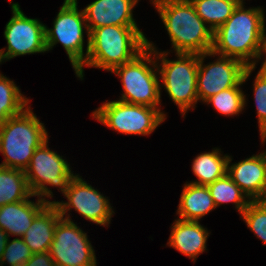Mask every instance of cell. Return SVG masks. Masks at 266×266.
<instances>
[{"label":"cell","mask_w":266,"mask_h":266,"mask_svg":"<svg viewBox=\"0 0 266 266\" xmlns=\"http://www.w3.org/2000/svg\"><path fill=\"white\" fill-rule=\"evenodd\" d=\"M254 101L262 144L266 142V65L262 64L253 84Z\"/></svg>","instance_id":"4316f807"},{"label":"cell","mask_w":266,"mask_h":266,"mask_svg":"<svg viewBox=\"0 0 266 266\" xmlns=\"http://www.w3.org/2000/svg\"><path fill=\"white\" fill-rule=\"evenodd\" d=\"M215 57L211 51L198 55L197 93L204 103L222 90L243 85L256 66H246L240 60L218 55L214 62L205 65V58Z\"/></svg>","instance_id":"30bf717a"},{"label":"cell","mask_w":266,"mask_h":266,"mask_svg":"<svg viewBox=\"0 0 266 266\" xmlns=\"http://www.w3.org/2000/svg\"><path fill=\"white\" fill-rule=\"evenodd\" d=\"M215 208L207 186L186 182L176 214L180 220L199 221Z\"/></svg>","instance_id":"d6986e66"},{"label":"cell","mask_w":266,"mask_h":266,"mask_svg":"<svg viewBox=\"0 0 266 266\" xmlns=\"http://www.w3.org/2000/svg\"><path fill=\"white\" fill-rule=\"evenodd\" d=\"M243 1L214 31L211 52L240 60L246 66H256L265 51L264 10L261 7L245 9Z\"/></svg>","instance_id":"6da1fadb"},{"label":"cell","mask_w":266,"mask_h":266,"mask_svg":"<svg viewBox=\"0 0 266 266\" xmlns=\"http://www.w3.org/2000/svg\"><path fill=\"white\" fill-rule=\"evenodd\" d=\"M15 82L0 76V125L8 118L18 115L30 104Z\"/></svg>","instance_id":"cb8c5ba5"},{"label":"cell","mask_w":266,"mask_h":266,"mask_svg":"<svg viewBox=\"0 0 266 266\" xmlns=\"http://www.w3.org/2000/svg\"><path fill=\"white\" fill-rule=\"evenodd\" d=\"M48 141H44L35 151L31 158L25 176L32 195L42 201L52 204L47 200L53 197L49 186L57 187L64 194L70 181L76 176L69 167L67 160L57 152L50 150ZM47 197V199L45 198Z\"/></svg>","instance_id":"9c48e42d"},{"label":"cell","mask_w":266,"mask_h":266,"mask_svg":"<svg viewBox=\"0 0 266 266\" xmlns=\"http://www.w3.org/2000/svg\"><path fill=\"white\" fill-rule=\"evenodd\" d=\"M214 148L212 152L200 153L193 159L192 171L198 178L190 183L208 186L227 174L229 155H221V150Z\"/></svg>","instance_id":"ffe728a7"},{"label":"cell","mask_w":266,"mask_h":266,"mask_svg":"<svg viewBox=\"0 0 266 266\" xmlns=\"http://www.w3.org/2000/svg\"><path fill=\"white\" fill-rule=\"evenodd\" d=\"M10 3L13 16L4 30V37L7 41V50L2 49L4 60L7 61L26 54L46 52V25L36 18H28L18 3L11 1Z\"/></svg>","instance_id":"4fadbf2b"},{"label":"cell","mask_w":266,"mask_h":266,"mask_svg":"<svg viewBox=\"0 0 266 266\" xmlns=\"http://www.w3.org/2000/svg\"><path fill=\"white\" fill-rule=\"evenodd\" d=\"M47 139L44 123L26 107L0 125V153L4 156L0 166L25 171L34 151Z\"/></svg>","instance_id":"277c9868"},{"label":"cell","mask_w":266,"mask_h":266,"mask_svg":"<svg viewBox=\"0 0 266 266\" xmlns=\"http://www.w3.org/2000/svg\"><path fill=\"white\" fill-rule=\"evenodd\" d=\"M152 1V4L154 5V6H156L157 4H159V3H162V2H165V1H172V0H151Z\"/></svg>","instance_id":"4dcf8cb0"},{"label":"cell","mask_w":266,"mask_h":266,"mask_svg":"<svg viewBox=\"0 0 266 266\" xmlns=\"http://www.w3.org/2000/svg\"><path fill=\"white\" fill-rule=\"evenodd\" d=\"M77 0H64L53 28L45 26V42L47 51L52 50L57 43L62 44L76 72L86 61L90 47V32L83 10H78ZM84 28V29H83ZM87 33V47L84 53V32ZM85 54V55H84Z\"/></svg>","instance_id":"52a82bcc"},{"label":"cell","mask_w":266,"mask_h":266,"mask_svg":"<svg viewBox=\"0 0 266 266\" xmlns=\"http://www.w3.org/2000/svg\"><path fill=\"white\" fill-rule=\"evenodd\" d=\"M8 240H9L8 234L0 228V263H1L2 254L4 253Z\"/></svg>","instance_id":"f546056e"},{"label":"cell","mask_w":266,"mask_h":266,"mask_svg":"<svg viewBox=\"0 0 266 266\" xmlns=\"http://www.w3.org/2000/svg\"><path fill=\"white\" fill-rule=\"evenodd\" d=\"M92 117L118 133L142 136L151 134L167 118L158 108L120 100H106L92 112Z\"/></svg>","instance_id":"ba28073f"},{"label":"cell","mask_w":266,"mask_h":266,"mask_svg":"<svg viewBox=\"0 0 266 266\" xmlns=\"http://www.w3.org/2000/svg\"><path fill=\"white\" fill-rule=\"evenodd\" d=\"M147 40L138 26L107 25L96 28L90 33L86 61L75 74L83 80V66L111 72L141 53L147 47Z\"/></svg>","instance_id":"7a4b0ae2"},{"label":"cell","mask_w":266,"mask_h":266,"mask_svg":"<svg viewBox=\"0 0 266 266\" xmlns=\"http://www.w3.org/2000/svg\"><path fill=\"white\" fill-rule=\"evenodd\" d=\"M31 197L25 171L0 166V207Z\"/></svg>","instance_id":"44dd1931"},{"label":"cell","mask_w":266,"mask_h":266,"mask_svg":"<svg viewBox=\"0 0 266 266\" xmlns=\"http://www.w3.org/2000/svg\"><path fill=\"white\" fill-rule=\"evenodd\" d=\"M61 218L57 207L48 204L33 220L22 239L32 253L50 250L54 238L55 227Z\"/></svg>","instance_id":"ac0fdd59"},{"label":"cell","mask_w":266,"mask_h":266,"mask_svg":"<svg viewBox=\"0 0 266 266\" xmlns=\"http://www.w3.org/2000/svg\"><path fill=\"white\" fill-rule=\"evenodd\" d=\"M264 54L266 55V36H265V51H264ZM262 64H264V65L266 64V57H265L264 62Z\"/></svg>","instance_id":"d6a6232c"},{"label":"cell","mask_w":266,"mask_h":266,"mask_svg":"<svg viewBox=\"0 0 266 266\" xmlns=\"http://www.w3.org/2000/svg\"><path fill=\"white\" fill-rule=\"evenodd\" d=\"M147 46L155 50V59L159 77H161L160 88L168 93L171 100L178 106L182 116L197 104V72L198 54L176 53L177 60H169L167 51H157L156 46L147 40ZM160 59V64H159Z\"/></svg>","instance_id":"5b68a950"},{"label":"cell","mask_w":266,"mask_h":266,"mask_svg":"<svg viewBox=\"0 0 266 266\" xmlns=\"http://www.w3.org/2000/svg\"><path fill=\"white\" fill-rule=\"evenodd\" d=\"M261 153H262V155L264 156L265 161H266V151L264 150V151H262Z\"/></svg>","instance_id":"836d02e7"},{"label":"cell","mask_w":266,"mask_h":266,"mask_svg":"<svg viewBox=\"0 0 266 266\" xmlns=\"http://www.w3.org/2000/svg\"><path fill=\"white\" fill-rule=\"evenodd\" d=\"M154 7L164 23L175 53L199 55L211 51L214 32L197 15L190 0L165 1Z\"/></svg>","instance_id":"3957f363"},{"label":"cell","mask_w":266,"mask_h":266,"mask_svg":"<svg viewBox=\"0 0 266 266\" xmlns=\"http://www.w3.org/2000/svg\"><path fill=\"white\" fill-rule=\"evenodd\" d=\"M63 195L67 202L52 201L62 218L66 219V213L73 208L86 220L97 225L109 226L114 211L108 197L94 189L81 176L76 174Z\"/></svg>","instance_id":"7c38bea8"},{"label":"cell","mask_w":266,"mask_h":266,"mask_svg":"<svg viewBox=\"0 0 266 266\" xmlns=\"http://www.w3.org/2000/svg\"><path fill=\"white\" fill-rule=\"evenodd\" d=\"M240 218L253 231L257 238L266 244V200L251 201L247 208L241 213Z\"/></svg>","instance_id":"484cf974"},{"label":"cell","mask_w":266,"mask_h":266,"mask_svg":"<svg viewBox=\"0 0 266 266\" xmlns=\"http://www.w3.org/2000/svg\"><path fill=\"white\" fill-rule=\"evenodd\" d=\"M32 254L22 238H14L12 241L9 238L2 254L0 266L6 263L10 266H23Z\"/></svg>","instance_id":"83f0119b"},{"label":"cell","mask_w":266,"mask_h":266,"mask_svg":"<svg viewBox=\"0 0 266 266\" xmlns=\"http://www.w3.org/2000/svg\"><path fill=\"white\" fill-rule=\"evenodd\" d=\"M23 266H55L50 252L33 253Z\"/></svg>","instance_id":"f1b7e54d"},{"label":"cell","mask_w":266,"mask_h":266,"mask_svg":"<svg viewBox=\"0 0 266 266\" xmlns=\"http://www.w3.org/2000/svg\"><path fill=\"white\" fill-rule=\"evenodd\" d=\"M209 232L199 221H184L176 219L171 228L167 245L184 254L195 262L196 258L206 248Z\"/></svg>","instance_id":"2e32d148"},{"label":"cell","mask_w":266,"mask_h":266,"mask_svg":"<svg viewBox=\"0 0 266 266\" xmlns=\"http://www.w3.org/2000/svg\"><path fill=\"white\" fill-rule=\"evenodd\" d=\"M5 60H4V57H3V54H2V49H0V64L2 63V62H4ZM2 74L0 73V76H1Z\"/></svg>","instance_id":"1f68e13d"},{"label":"cell","mask_w":266,"mask_h":266,"mask_svg":"<svg viewBox=\"0 0 266 266\" xmlns=\"http://www.w3.org/2000/svg\"><path fill=\"white\" fill-rule=\"evenodd\" d=\"M48 205L37 199L36 202L29 198L15 203L5 204L0 207V228L8 236L14 235L22 238L29 229L34 218Z\"/></svg>","instance_id":"e0dca14e"},{"label":"cell","mask_w":266,"mask_h":266,"mask_svg":"<svg viewBox=\"0 0 266 266\" xmlns=\"http://www.w3.org/2000/svg\"><path fill=\"white\" fill-rule=\"evenodd\" d=\"M207 187L216 208L225 203H234L235 208L241 214L251 202L227 174Z\"/></svg>","instance_id":"603a6c76"},{"label":"cell","mask_w":266,"mask_h":266,"mask_svg":"<svg viewBox=\"0 0 266 266\" xmlns=\"http://www.w3.org/2000/svg\"><path fill=\"white\" fill-rule=\"evenodd\" d=\"M139 0H95L84 9L88 31L107 26H138L133 8Z\"/></svg>","instance_id":"9a60e30c"},{"label":"cell","mask_w":266,"mask_h":266,"mask_svg":"<svg viewBox=\"0 0 266 266\" xmlns=\"http://www.w3.org/2000/svg\"><path fill=\"white\" fill-rule=\"evenodd\" d=\"M227 162V175L251 201L266 200V161L262 153L238 163ZM232 164V165H230Z\"/></svg>","instance_id":"5bb4252c"},{"label":"cell","mask_w":266,"mask_h":266,"mask_svg":"<svg viewBox=\"0 0 266 266\" xmlns=\"http://www.w3.org/2000/svg\"><path fill=\"white\" fill-rule=\"evenodd\" d=\"M154 59L155 50L147 46L131 61L111 71L120 77L123 86L120 101L158 108L162 112L158 107L161 104L160 77Z\"/></svg>","instance_id":"8992f818"},{"label":"cell","mask_w":266,"mask_h":266,"mask_svg":"<svg viewBox=\"0 0 266 266\" xmlns=\"http://www.w3.org/2000/svg\"><path fill=\"white\" fill-rule=\"evenodd\" d=\"M67 213L60 218L54 232L50 255L55 266H97L95 251L87 233L75 224Z\"/></svg>","instance_id":"8fae6325"},{"label":"cell","mask_w":266,"mask_h":266,"mask_svg":"<svg viewBox=\"0 0 266 266\" xmlns=\"http://www.w3.org/2000/svg\"><path fill=\"white\" fill-rule=\"evenodd\" d=\"M197 15L214 32L232 15L242 0H190Z\"/></svg>","instance_id":"7402d4cb"},{"label":"cell","mask_w":266,"mask_h":266,"mask_svg":"<svg viewBox=\"0 0 266 266\" xmlns=\"http://www.w3.org/2000/svg\"><path fill=\"white\" fill-rule=\"evenodd\" d=\"M240 86L222 90L221 92L209 97L204 103L212 104L214 109L224 116L238 115L246 106V96Z\"/></svg>","instance_id":"d4e9b609"}]
</instances>
